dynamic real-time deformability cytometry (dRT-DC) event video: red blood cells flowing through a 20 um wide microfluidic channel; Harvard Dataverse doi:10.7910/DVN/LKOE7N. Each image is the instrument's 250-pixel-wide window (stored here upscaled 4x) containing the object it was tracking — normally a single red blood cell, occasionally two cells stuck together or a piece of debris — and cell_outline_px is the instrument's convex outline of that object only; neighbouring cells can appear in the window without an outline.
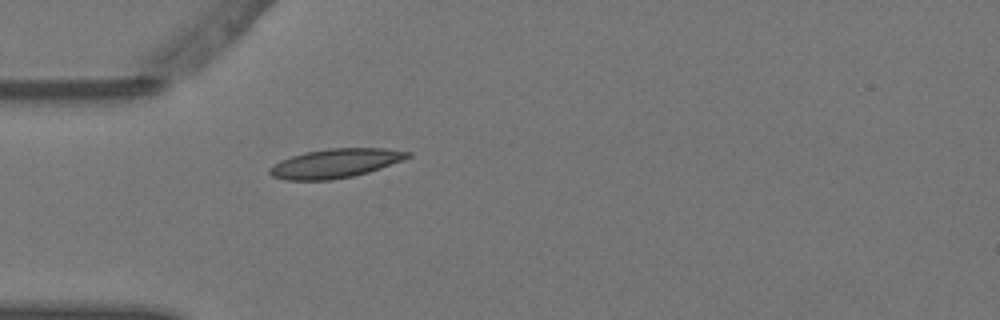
{"species": "Egyptian fruit bat (a non-hibernating species)", "species_latin": "Rousettus aegyptiacus", "temperature_condition": "warm", "stored_images_in_passage": 5, "camera_frame_rate_fps": 3000, "um_per_image_px": 0.085, "animal": {"sex": "female"}, "frame": {"image": 1, "passage_image": 5, "time_ms": 1.333, "image_size_px": [1000, 320], "cell_outline_px": [[412, 156], [404, 160], [368, 172], [352, 176], [332, 180], [284, 180], [272, 176], [268, 172], [268, 168], [280, 160], [304, 152], [328, 148], [388, 148], [412, 152]], "centroid_in_image_um": [28.51, 13.87], "position_along_channel_um": 56.5, "area_um2": 23.58}}